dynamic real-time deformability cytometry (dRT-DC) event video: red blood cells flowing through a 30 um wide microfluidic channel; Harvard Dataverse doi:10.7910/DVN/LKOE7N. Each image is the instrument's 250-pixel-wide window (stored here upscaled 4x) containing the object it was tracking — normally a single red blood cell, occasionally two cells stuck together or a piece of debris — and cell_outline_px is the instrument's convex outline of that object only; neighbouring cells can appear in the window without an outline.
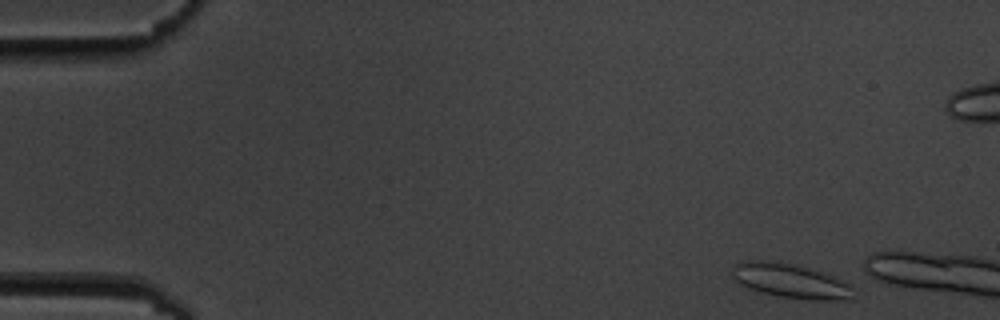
{"species": "common noctule bat (a hibernating species)", "species_latin": "Nyctalus noctula", "temperature_condition": "cold", "stored_images_in_passage": 2, "camera_frame_rate_fps": 3000, "um_per_image_px": 0.085, "animal": {"sex": "male", "body_mass_g": 19.5, "forearm_length_mm": 54.6}, "frame": {"image": 1, "passage_image": 1, "time_ms": 0.0, "image_size_px": [1000, 320], "cell_outline_px": [[852, 288], [848, 296], [844, 300], [808, 300], [780, 296], [760, 292], [748, 288], [740, 284], [732, 276], [732, 268], [740, 260], [780, 260], [796, 264], [824, 272], [852, 284]], "centroid_in_image_um": [67.14, 23.84], "position_along_channel_um": 17.9, "area_um2": 24.57}}